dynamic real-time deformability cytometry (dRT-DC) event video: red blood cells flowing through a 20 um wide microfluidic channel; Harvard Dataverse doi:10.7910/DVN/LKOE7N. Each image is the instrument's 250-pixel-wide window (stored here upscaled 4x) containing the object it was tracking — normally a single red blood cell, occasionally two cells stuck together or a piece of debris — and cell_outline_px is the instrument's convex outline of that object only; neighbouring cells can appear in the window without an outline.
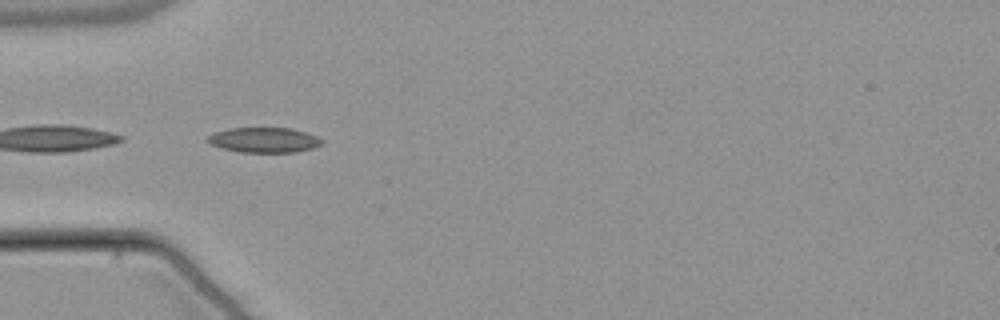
{"species": "common noctule bat (a hibernating species)", "species_latin": "Nyctalus noctula", "temperature_condition": "warm", "stored_images_in_passage": 20, "segment_of_instrument_passage": [2, 2], "camera_frame_rate_fps": 3000, "um_per_image_px": 0.085, "animal": {"sex": "male", "body_mass_g": 21.5, "forearm_length_mm": 52.0}, "frame": {"image": 1, "passage_image": 18, "time_ms": 5.667, "image_size_px": [1000, 320], "cell_outline_px": [[324, 144], [312, 148], [296, 152], [240, 152], [220, 148], [208, 144], [204, 140], [208, 136], [216, 132], [228, 128], [292, 128], [316, 136], [324, 140]], "centroid_in_image_um": [22.42, 11.9], "position_along_channel_um": 62.6, "area_um2": 16.88}}